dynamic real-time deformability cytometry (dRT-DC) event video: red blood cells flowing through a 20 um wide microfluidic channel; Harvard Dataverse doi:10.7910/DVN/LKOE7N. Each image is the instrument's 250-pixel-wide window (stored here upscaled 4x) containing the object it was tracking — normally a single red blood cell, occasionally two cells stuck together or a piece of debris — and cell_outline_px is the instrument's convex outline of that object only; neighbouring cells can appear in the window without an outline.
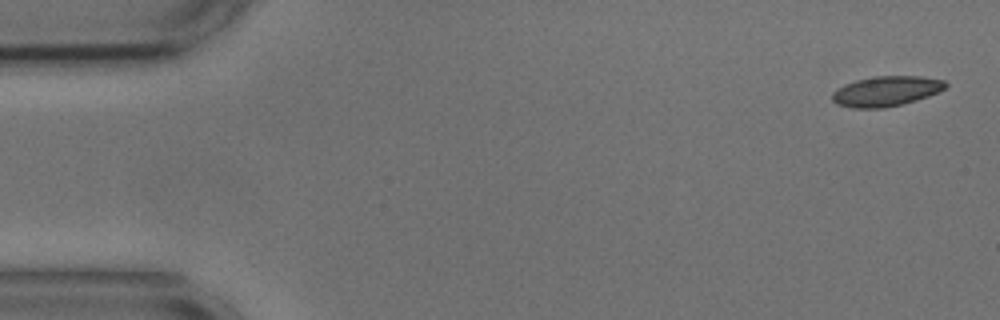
{"species": "common noctule bat (a hibernating species)", "species_latin": "Nyctalus noctula", "temperature_condition": "cold", "stored_images_in_passage": 12, "camera_frame_rate_fps": 3000, "um_per_image_px": 0.085, "animal": {"sex": "male", "body_mass_g": 17.9, "forearm_length_mm": 54.2}, "frame": {"image": 1, "passage_image": 1, "time_ms": 0.0, "image_size_px": [1000, 320], "cell_outline_px": [[948, 84], [944, 88], [928, 96], [916, 100], [884, 108], [852, 108], [836, 104], [832, 100], [832, 92], [844, 84], [856, 80], [872, 76], [920, 76], [944, 80]], "centroid_in_image_um": [75.28, 7.74], "position_along_channel_um": 9.7, "area_um2": 19.83}}